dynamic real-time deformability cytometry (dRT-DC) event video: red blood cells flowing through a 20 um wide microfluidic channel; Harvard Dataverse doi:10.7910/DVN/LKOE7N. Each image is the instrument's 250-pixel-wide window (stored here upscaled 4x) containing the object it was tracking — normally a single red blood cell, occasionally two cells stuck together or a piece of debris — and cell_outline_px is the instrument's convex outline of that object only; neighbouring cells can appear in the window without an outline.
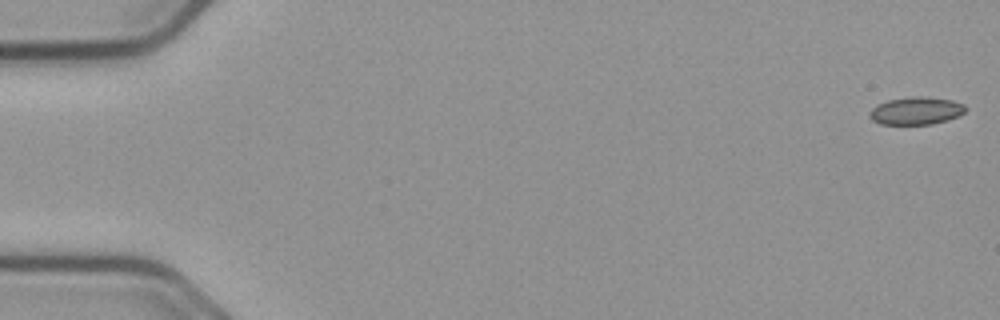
{"species": "common noctule bat (a hibernating species)", "species_latin": "Nyctalus noctula", "temperature_condition": "cold", "stored_images_in_passage": 12, "camera_frame_rate_fps": 3000, "um_per_image_px": 0.085, "animal": {"sex": "male", "body_mass_g": 23.1, "forearm_length_mm": 52.7}, "frame": {"image": 1, "passage_image": 1, "time_ms": 0.0, "image_size_px": [1000, 320], "cell_outline_px": [[968, 108], [960, 116], [948, 120], [932, 124], [880, 124], [872, 120], [868, 116], [868, 112], [876, 104], [888, 100], [912, 96], [924, 96], [952, 100], [964, 104]], "centroid_in_image_um": [77.87, 9.41], "position_along_channel_um": 7.1, "area_um2": 15.72}}